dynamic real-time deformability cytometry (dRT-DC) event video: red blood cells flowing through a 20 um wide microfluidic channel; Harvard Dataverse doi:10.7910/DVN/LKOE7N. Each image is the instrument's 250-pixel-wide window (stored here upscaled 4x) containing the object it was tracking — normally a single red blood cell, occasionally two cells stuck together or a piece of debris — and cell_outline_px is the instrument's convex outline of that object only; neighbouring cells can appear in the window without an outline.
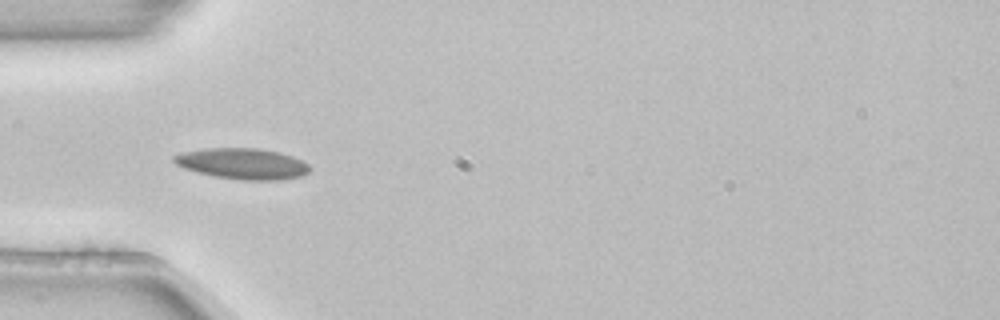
{"species": "common noctule bat (a hibernating species)", "species_latin": "Nyctalus noctula", "temperature_condition": "room temperature", "stored_images_in_passage": 4, "camera_frame_rate_fps": 3000, "um_per_image_px": 0.085, "animal": {"sex": "female", "body_mass_g": 22.7, "forearm_length_mm": 54.2}, "frame": {"image": 1, "passage_image": 3, "time_ms": 0.667, "image_size_px": [1000, 320], "cell_outline_px": [[308, 172], [300, 176], [280, 180], [240, 180], [212, 176], [196, 172], [184, 168], [176, 164], [172, 160], [172, 156], [184, 152], [204, 148], [256, 148], [276, 152], [292, 156], [308, 164]], "centroid_in_image_um": [20.56, 13.92], "position_along_channel_um": 64.4, "area_um2": 24.33}}